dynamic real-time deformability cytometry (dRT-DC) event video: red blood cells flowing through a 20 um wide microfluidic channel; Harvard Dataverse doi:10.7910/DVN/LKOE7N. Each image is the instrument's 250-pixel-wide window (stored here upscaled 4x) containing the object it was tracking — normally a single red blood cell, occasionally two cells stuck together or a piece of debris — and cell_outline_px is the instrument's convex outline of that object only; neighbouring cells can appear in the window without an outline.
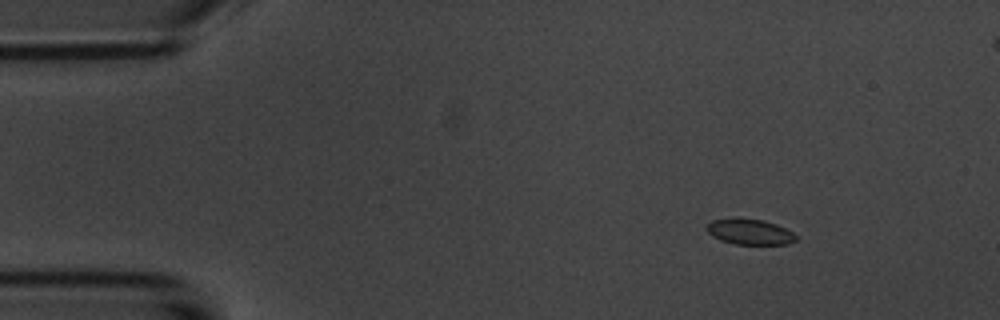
{"species": "common noctule bat (a hibernating species)", "species_latin": "Nyctalus noctula", "temperature_condition": "room temperature", "stored_images_in_passage": 16, "camera_frame_rate_fps": 3000, "um_per_image_px": 0.085, "animal": {"sex": "male", "body_mass_g": 20.1, "forearm_length_mm": 53.5}, "frame": {"image": 1, "passage_image": 3, "time_ms": 2.333, "image_size_px": [1000, 320], "cell_outline_px": [[796, 240], [788, 244], [736, 244], [720, 240], [712, 236], [708, 232], [708, 224], [712, 220], [732, 216], [736, 216], [764, 220], [776, 224], [792, 232], [796, 236]], "centroid_in_image_um": [63.7, 19.67], "position_along_channel_um": 21.3, "area_um2": 13.53}}
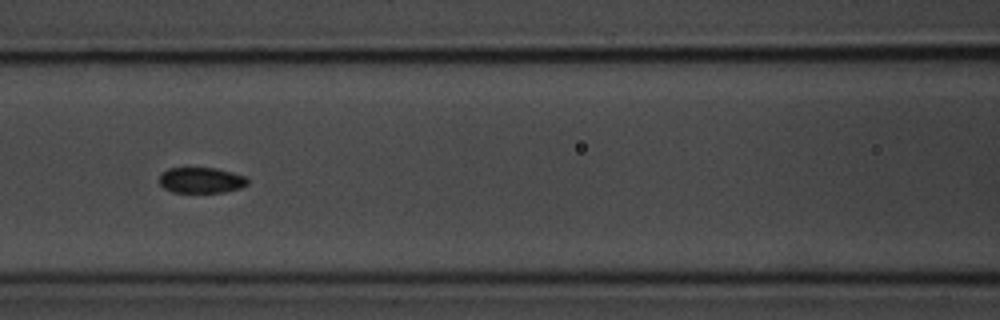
{"frame": {"image": 2, "passage_image": 7, "time_ms": 8.0, "image_size_px": [1000, 320], "cell_outline_px": [[248, 184], [240, 188], [224, 192], [172, 192], [164, 188], [160, 184], [160, 172], [168, 168], [216, 168], [232, 172], [244, 176], [248, 180]], "centroid_in_image_um": [17.08, 15.31], "position_along_channel_um": 149.5, "area_um2": 13.24}}
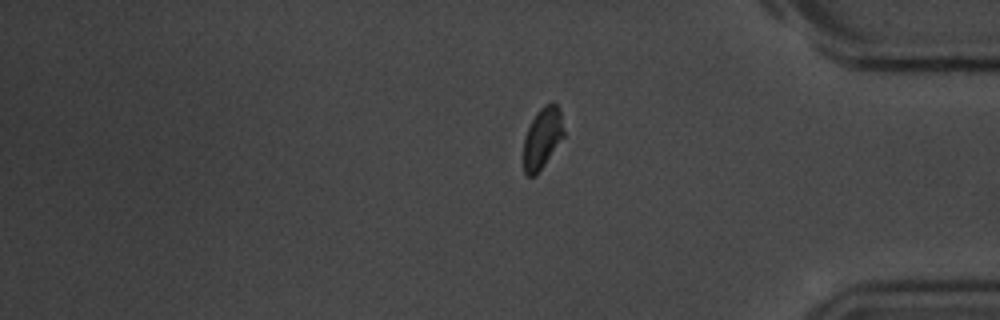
{"frame": {"image": 3, "passage_image": 16, "time_ms": 19.333, "image_size_px": [1000, 320], "cell_outline_px": [[564, 136], [536, 176], [528, 176], [524, 172], [524, 140], [528, 128], [536, 112], [544, 104], [552, 100], [560, 108], [564, 132]], "centroid_in_image_um": [46.11, 11.69], "position_along_channel_um": 389.1, "area_um2": 14.33}, "authors_computed_cell_mechanics": {"area_um2": 13.6408, "velocity_mm_per_s": 3.6027, "shape_relaxation_time_tau1_ms": 7.0368, "shape_relaxation_time_tau2_ms": null, "deformation_change_tau1": 0.1026, "deformation_change_tau2": null}}